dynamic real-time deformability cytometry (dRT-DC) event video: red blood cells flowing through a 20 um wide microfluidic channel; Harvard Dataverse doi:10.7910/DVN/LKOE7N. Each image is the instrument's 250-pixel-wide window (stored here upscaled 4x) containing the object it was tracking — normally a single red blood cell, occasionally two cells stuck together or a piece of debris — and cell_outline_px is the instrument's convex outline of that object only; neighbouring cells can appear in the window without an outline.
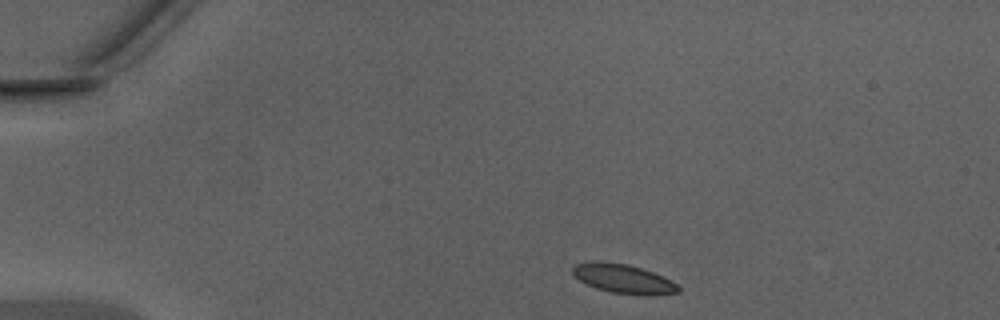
{"species": "Egyptian fruit bat (a non-hibernating species)", "species_latin": "Rousettus aegyptiacus", "temperature_condition": "warm", "stored_images_in_passage": 39, "camera_frame_rate_fps": 3000, "um_per_image_px": 0.085, "animal": {"sex": "male"}, "frame": {"image": 1, "passage_image": 1, "time_ms": 0.0, "image_size_px": [1000, 320], "cell_outline_px": [[680, 292], [612, 292], [596, 288], [580, 280], [572, 272], [572, 268], [576, 264], [592, 260], [604, 260], [628, 264], [652, 272], [676, 284], [680, 288]], "centroid_in_image_um": [52.84, 23.6], "position_along_channel_um": 32.2, "area_um2": 16.88}}
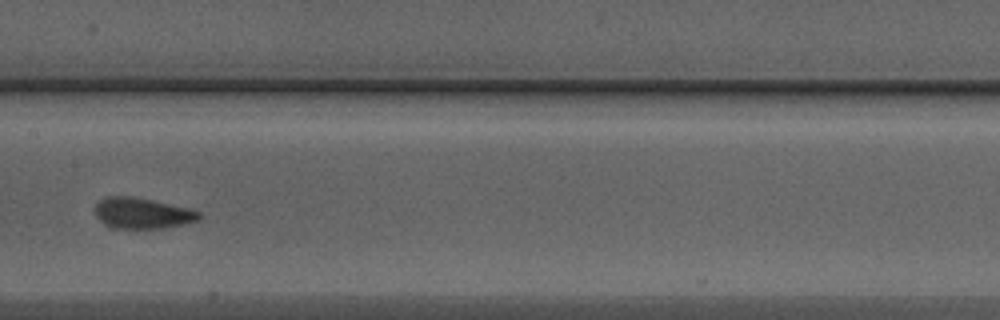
{"frame": {"image": 2, "passage_image": 17, "time_ms": 5.333, "image_size_px": [1000, 320], "cell_outline_px": [[200, 216], [196, 220], [184, 224], [164, 228], [112, 228], [104, 224], [96, 216], [96, 204], [100, 200], [108, 196], [128, 196], [152, 200], [188, 208], [200, 212]], "centroid_in_image_um": [12.07, 18.13], "position_along_channel_um": 195.3, "area_um2": 18.44}}
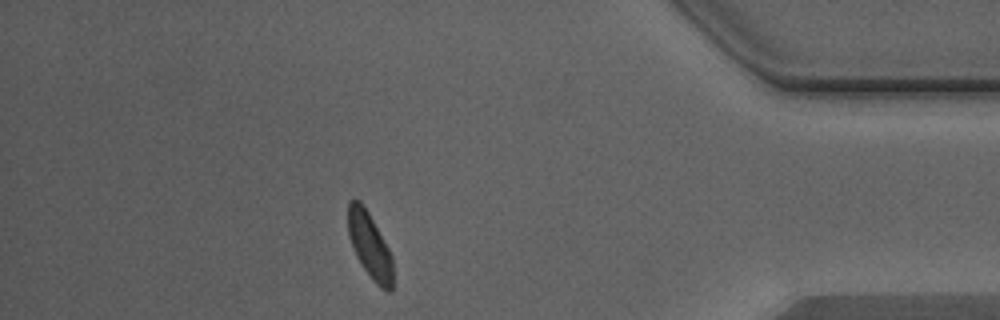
{"frame": {"image": 3, "passage_image": 34, "time_ms": 11.0, "image_size_px": [1000, 320], "cell_outline_px": [[392, 292], [388, 292], [380, 288], [372, 280], [356, 256], [352, 248], [348, 236], [348, 204], [352, 200], [360, 200], [368, 212], [388, 248], [392, 256]], "centroid_in_image_um": [31.42, 20.9], "position_along_channel_um": 403.8, "area_um2": 17.05}, "authors_computed_cell_mechanics": {"area_um2": 18.0914, "velocity_mm_per_s": 4.3302, "shape_relaxation_time_tau1_ms": 3.0597, "shape_relaxation_time_tau2_ms": 0.9614, "deformation_change_tau1": 0.1328, "deformation_change_tau2": 0.057}}